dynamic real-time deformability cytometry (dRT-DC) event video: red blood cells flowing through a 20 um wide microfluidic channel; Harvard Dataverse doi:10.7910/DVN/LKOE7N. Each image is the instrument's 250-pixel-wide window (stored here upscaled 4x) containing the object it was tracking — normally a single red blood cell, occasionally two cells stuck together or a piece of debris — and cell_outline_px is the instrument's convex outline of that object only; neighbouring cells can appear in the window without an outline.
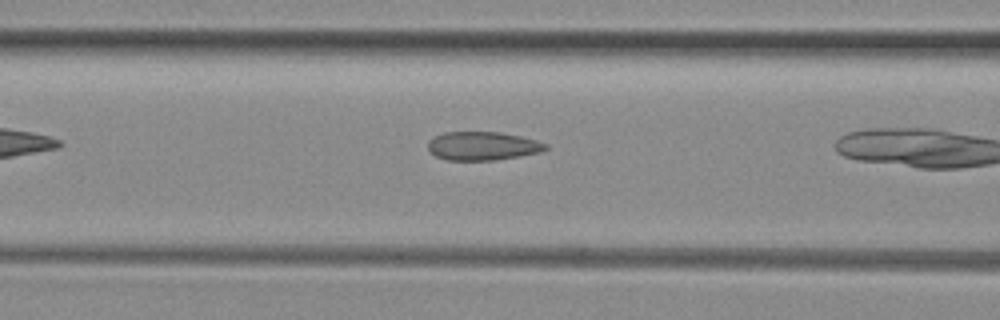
{"species": "common noctule bat (a hibernating species)", "species_latin": "Nyctalus noctula", "temperature_condition": "room temperature", "stored_images_in_passage": 7, "camera_frame_rate_fps": 3000, "um_per_image_px": 0.085, "animal": {"sex": "female", "body_mass_g": 29.2, "forearm_length_mm": 56.3}, "frame": {"image": 1, "passage_image": 6, "time_ms": 1.667, "image_size_px": [1000, 320], "cell_outline_px": [[548, 148], [540, 152], [520, 156], [496, 160], [448, 160], [436, 156], [428, 148], [428, 140], [444, 132], [500, 132], [520, 136], [536, 140], [548, 144]], "centroid_in_image_um": [41.04, 12.4], "position_along_channel_um": 125.6, "area_um2": 19.54}}